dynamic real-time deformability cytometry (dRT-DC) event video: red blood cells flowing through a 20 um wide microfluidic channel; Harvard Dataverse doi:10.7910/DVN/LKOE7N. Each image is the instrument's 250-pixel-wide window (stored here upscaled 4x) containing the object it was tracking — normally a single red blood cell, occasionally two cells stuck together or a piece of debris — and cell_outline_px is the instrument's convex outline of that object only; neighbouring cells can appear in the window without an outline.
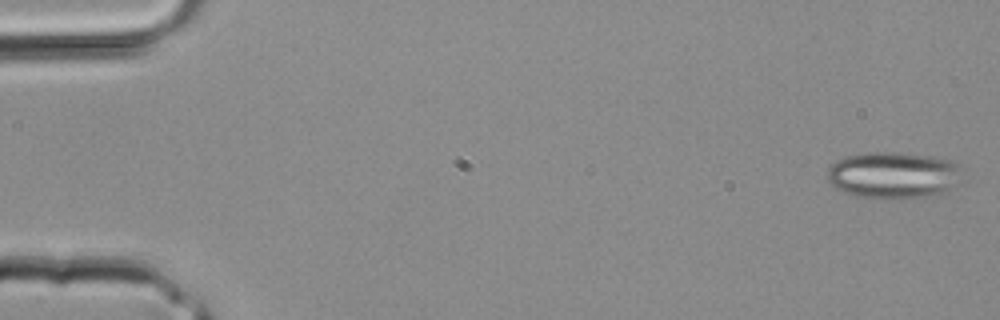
{"species": "common noctule bat (a hibernating species)", "species_latin": "Nyctalus noctula", "temperature_condition": "room temperature", "stored_images_in_passage": 3, "camera_frame_rate_fps": 3000, "um_per_image_px": 0.085, "animal": {"sex": "male", "body_mass_g": 20.4}, "frame": {"image": 1, "passage_image": 1, "time_ms": 0.0, "image_size_px": [1000, 320], "cell_outline_px": [[964, 180], [960, 184], [944, 196], [900, 200], [884, 200], [856, 196], [844, 192], [836, 188], [828, 180], [828, 168], [836, 160], [844, 156], [868, 152], [896, 152], [932, 156], [948, 160], [956, 164], [964, 172]], "centroid_in_image_um": [76.05, 14.94], "position_along_channel_um": 8.9, "area_um2": 38.32}}